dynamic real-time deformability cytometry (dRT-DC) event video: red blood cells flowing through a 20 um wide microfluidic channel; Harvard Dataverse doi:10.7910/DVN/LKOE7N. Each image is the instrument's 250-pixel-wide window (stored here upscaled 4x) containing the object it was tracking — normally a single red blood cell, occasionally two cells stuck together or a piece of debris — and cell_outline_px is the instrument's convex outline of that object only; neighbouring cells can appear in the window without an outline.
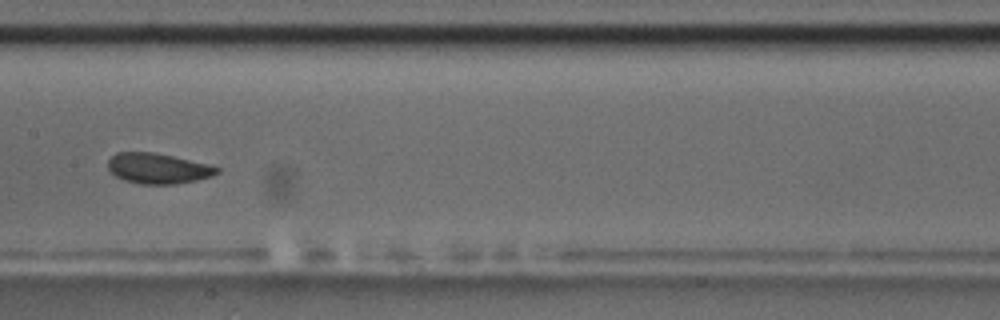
{"species": "common noctule bat (a hibernating species)", "species_latin": "Nyctalus noctula", "temperature_condition": "room temperature", "stored_images_in_passage": 12, "camera_frame_rate_fps": 3000, "um_per_image_px": 0.085, "animal": {"sex": "male", "body_mass_g": 17.5, "forearm_length_mm": 52.3}, "frame": {"image": 1, "passage_image": 7, "time_ms": 8.0, "image_size_px": [1000, 320], "cell_outline_px": [[220, 172], [212, 176], [196, 180], [176, 184], [140, 184], [124, 180], [116, 176], [108, 168], [108, 160], [116, 152], [152, 152], [172, 156], [208, 164], [220, 168]], "centroid_in_image_um": [13.43, 14.32], "position_along_channel_um": 194.0, "area_um2": 19.25}, "authors_computed_cell_mechanics": {"area_um2": 19.9988, "velocity_mm_per_s": 3.4869, "shape_relaxation_time_tau1_ms": 2.6337, "shape_relaxation_time_tau2_ms": null, "deformation_change_tau1": 0.0369, "deformation_change_tau2": null}}